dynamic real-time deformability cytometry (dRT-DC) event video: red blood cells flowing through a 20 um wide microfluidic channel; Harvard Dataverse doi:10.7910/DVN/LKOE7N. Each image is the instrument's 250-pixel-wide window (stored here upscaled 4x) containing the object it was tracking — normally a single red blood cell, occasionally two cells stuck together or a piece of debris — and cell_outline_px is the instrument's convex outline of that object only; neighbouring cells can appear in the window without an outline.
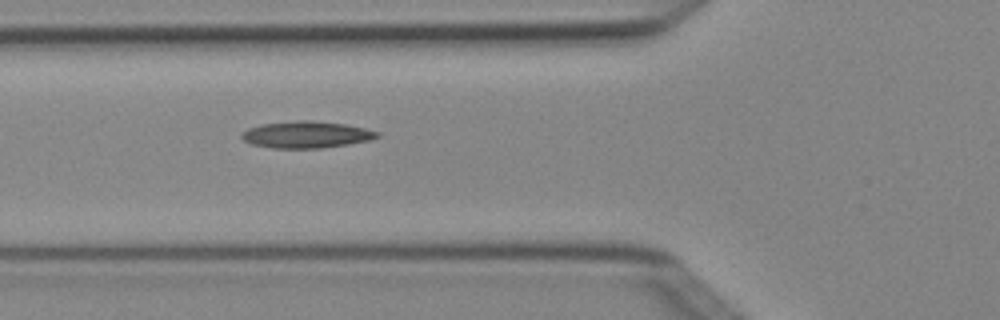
{"species": "Egyptian fruit bat (a non-hibernating species)", "species_latin": "Rousettus aegyptiacus", "temperature_condition": "cold", "stored_images_in_passage": 2, "camera_frame_rate_fps": 3000, "um_per_image_px": 0.085, "animal": {"sex": "female"}, "frame": {"image": 1, "passage_image": 2, "time_ms": 0.333, "image_size_px": [1000, 320], "cell_outline_px": [[380, 136], [368, 140], [348, 144], [320, 148], [272, 148], [252, 144], [244, 140], [240, 136], [240, 132], [248, 128], [260, 124], [296, 120], [312, 120], [344, 124], [364, 128], [380, 132]], "centroid_in_image_um": [25.99, 11.43], "position_along_channel_um": 99.8, "area_um2": 21.15}}